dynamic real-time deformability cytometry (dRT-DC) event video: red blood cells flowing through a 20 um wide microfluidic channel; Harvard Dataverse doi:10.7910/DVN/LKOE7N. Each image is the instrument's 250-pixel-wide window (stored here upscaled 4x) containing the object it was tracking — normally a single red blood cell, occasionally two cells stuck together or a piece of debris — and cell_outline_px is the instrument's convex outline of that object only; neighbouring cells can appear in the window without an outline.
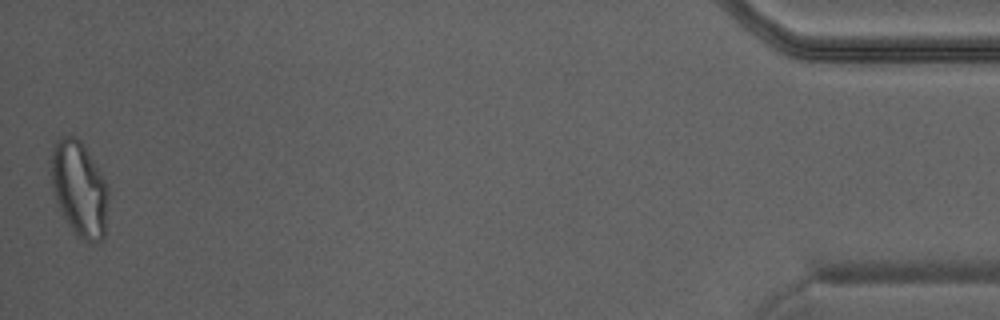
{"species": "Egyptian fruit bat (a non-hibernating species)", "species_latin": "Rousettus aegyptiacus", "temperature_condition": "warm", "stored_images_in_passage": 30, "camera_frame_rate_fps": 3000, "um_per_image_px": 0.085, "animal": {"sex": "male"}, "frame": {"image": 1, "passage_image": 30, "time_ms": 9.667, "image_size_px": [1000, 320], "cell_outline_px": [[108, 196], [104, 236], [100, 240], [88, 244], [64, 220], [56, 200], [52, 188], [48, 172], [48, 160], [52, 148], [56, 140], [60, 136], [72, 136], [80, 140], [84, 144], [104, 180], [108, 192]], "centroid_in_image_um": [6.67, 16.0], "position_along_channel_um": 428.5, "area_um2": 32.02}}